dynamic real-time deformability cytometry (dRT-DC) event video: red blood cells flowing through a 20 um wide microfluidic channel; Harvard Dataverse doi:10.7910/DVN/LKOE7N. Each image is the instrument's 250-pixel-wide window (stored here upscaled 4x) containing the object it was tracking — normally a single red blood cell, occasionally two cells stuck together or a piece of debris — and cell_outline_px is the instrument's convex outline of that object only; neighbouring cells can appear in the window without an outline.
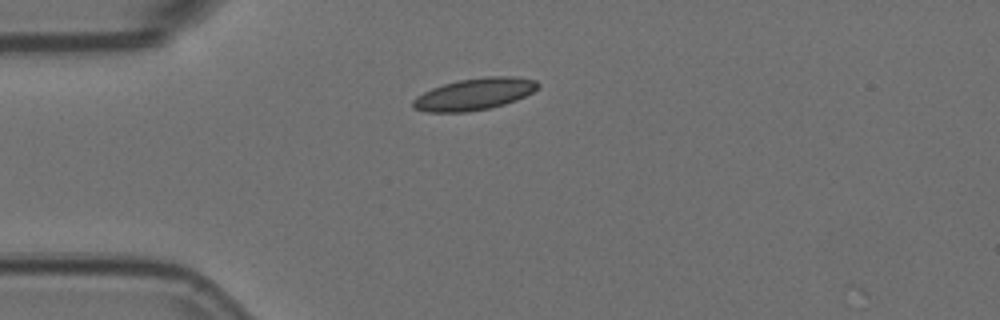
{"species": "Egyptian fruit bat (a non-hibernating species)", "species_latin": "Rousettus aegyptiacus", "temperature_condition": "room temperature", "stored_images_in_passage": 11, "camera_frame_rate_fps": 3000, "um_per_image_px": 0.085, "animal": {"sex": "female"}, "frame": {"image": 1, "passage_image": 1, "time_ms": 0.0, "image_size_px": [1000, 320], "cell_outline_px": [[540, 88], [516, 100], [504, 104], [488, 108], [468, 112], [428, 112], [412, 108], [412, 100], [416, 96], [432, 88], [444, 84], [460, 80], [484, 76], [512, 76], [536, 80], [540, 84]], "centroid_in_image_um": [40.32, 7.99], "position_along_channel_um": 44.7, "area_um2": 23.18}}
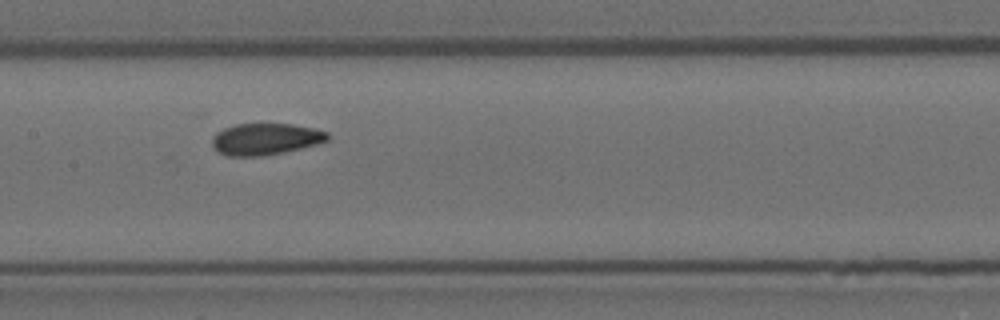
{"frame": {"image": 2, "passage_image": 5, "time_ms": 1.333, "image_size_px": [1000, 320], "cell_outline_px": [[332, 136], [328, 140], [316, 144], [284, 152], [264, 156], [228, 156], [216, 152], [212, 148], [212, 136], [216, 132], [224, 128], [236, 124], [292, 124], [316, 128], [328, 132]], "centroid_in_image_um": [22.55, 11.82], "position_along_channel_um": 184.8, "area_um2": 21.56}}
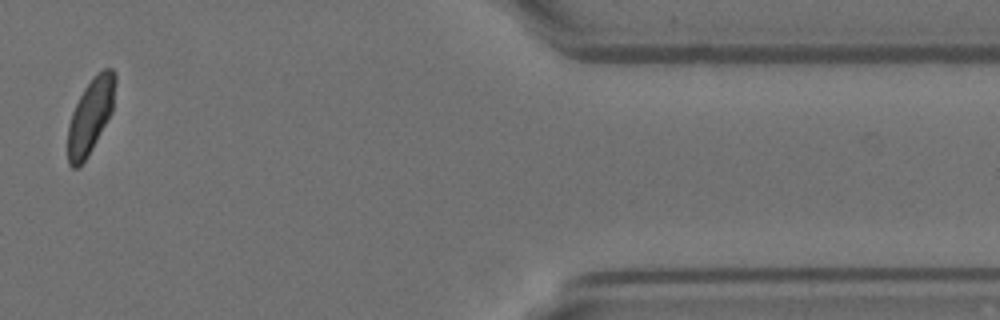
{"frame": {"image": 3, "passage_image": 10, "time_ms": 3.0, "image_size_px": [1000, 320], "cell_outline_px": [[116, 84], [112, 112], [92, 148], [84, 160], [76, 168], [72, 168], [68, 164], [68, 124], [72, 112], [84, 88], [92, 76], [96, 72], [104, 68], [112, 68], [116, 72]], "centroid_in_image_um": [7.71, 9.78], "position_along_channel_um": 403.7, "area_um2": 20.69}}